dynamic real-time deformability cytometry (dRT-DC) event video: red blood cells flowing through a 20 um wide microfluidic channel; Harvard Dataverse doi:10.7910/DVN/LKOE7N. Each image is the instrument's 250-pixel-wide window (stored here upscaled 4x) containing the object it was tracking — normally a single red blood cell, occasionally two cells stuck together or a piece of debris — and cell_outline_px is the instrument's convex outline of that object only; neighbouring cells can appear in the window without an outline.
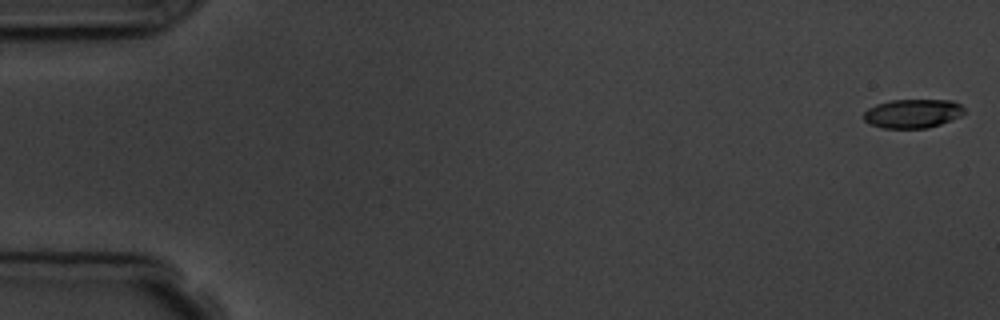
{"species": "common noctule bat (a hibernating species)", "species_latin": "Nyctalus noctula", "temperature_condition": "room temperature", "stored_images_in_passage": 5, "camera_frame_rate_fps": 3000, "um_per_image_px": 0.085, "animal": {"sex": "male", "body_mass_g": 19.5, "forearm_length_mm": 54.6}, "frame": {"image": 1, "passage_image": 1, "time_ms": 0.0, "image_size_px": [1000, 320], "cell_outline_px": [[964, 112], [960, 116], [940, 124], [928, 128], [884, 128], [872, 124], [864, 120], [864, 112], [868, 108], [876, 104], [892, 100], [952, 100], [960, 104], [964, 108]], "centroid_in_image_um": [77.58, 9.64], "position_along_channel_um": 7.4, "area_um2": 16.82}}
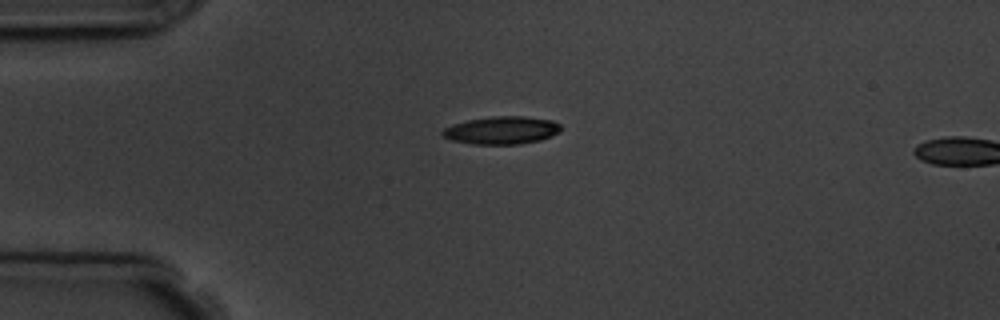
{"frame": {"image": 2, "passage_image": 4, "time_ms": 4.333, "image_size_px": [1000, 320], "cell_outline_px": [[560, 132], [552, 136], [540, 140], [520, 144], [472, 144], [452, 140], [440, 136], [440, 132], [444, 128], [452, 124], [468, 120], [492, 116], [524, 116], [552, 120], [560, 124]], "centroid_in_image_um": [42.62, 11.07], "position_along_channel_um": 42.4, "area_um2": 19.31}}